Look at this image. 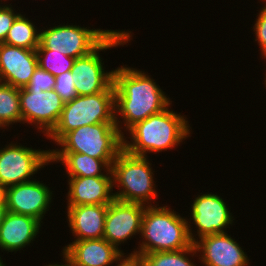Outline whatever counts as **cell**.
<instances>
[{
  "mask_svg": "<svg viewBox=\"0 0 266 266\" xmlns=\"http://www.w3.org/2000/svg\"><path fill=\"white\" fill-rule=\"evenodd\" d=\"M192 207V220L197 227L198 238L210 234L226 233L227 226L233 223L232 214L218 194L198 195Z\"/></svg>",
  "mask_w": 266,
  "mask_h": 266,
  "instance_id": "cell-14",
  "label": "cell"
},
{
  "mask_svg": "<svg viewBox=\"0 0 266 266\" xmlns=\"http://www.w3.org/2000/svg\"><path fill=\"white\" fill-rule=\"evenodd\" d=\"M258 15L253 31L256 35L255 41L258 40L257 42L261 47V55L266 58V5L261 8Z\"/></svg>",
  "mask_w": 266,
  "mask_h": 266,
  "instance_id": "cell-27",
  "label": "cell"
},
{
  "mask_svg": "<svg viewBox=\"0 0 266 266\" xmlns=\"http://www.w3.org/2000/svg\"><path fill=\"white\" fill-rule=\"evenodd\" d=\"M63 255V259L65 258V264H49L47 266H78L76 265L67 255H65L64 253L62 254Z\"/></svg>",
  "mask_w": 266,
  "mask_h": 266,
  "instance_id": "cell-30",
  "label": "cell"
},
{
  "mask_svg": "<svg viewBox=\"0 0 266 266\" xmlns=\"http://www.w3.org/2000/svg\"><path fill=\"white\" fill-rule=\"evenodd\" d=\"M166 108L131 126V142L123 135V149L136 156H146L149 152H162L178 146L190 135L186 118Z\"/></svg>",
  "mask_w": 266,
  "mask_h": 266,
  "instance_id": "cell-2",
  "label": "cell"
},
{
  "mask_svg": "<svg viewBox=\"0 0 266 266\" xmlns=\"http://www.w3.org/2000/svg\"><path fill=\"white\" fill-rule=\"evenodd\" d=\"M67 207V220L76 238L74 241L103 238L107 205Z\"/></svg>",
  "mask_w": 266,
  "mask_h": 266,
  "instance_id": "cell-19",
  "label": "cell"
},
{
  "mask_svg": "<svg viewBox=\"0 0 266 266\" xmlns=\"http://www.w3.org/2000/svg\"><path fill=\"white\" fill-rule=\"evenodd\" d=\"M38 66L54 77L71 71L75 58L48 49H36Z\"/></svg>",
  "mask_w": 266,
  "mask_h": 266,
  "instance_id": "cell-24",
  "label": "cell"
},
{
  "mask_svg": "<svg viewBox=\"0 0 266 266\" xmlns=\"http://www.w3.org/2000/svg\"><path fill=\"white\" fill-rule=\"evenodd\" d=\"M146 206L114 199L107 205L103 238L118 248L135 234L141 233Z\"/></svg>",
  "mask_w": 266,
  "mask_h": 266,
  "instance_id": "cell-11",
  "label": "cell"
},
{
  "mask_svg": "<svg viewBox=\"0 0 266 266\" xmlns=\"http://www.w3.org/2000/svg\"><path fill=\"white\" fill-rule=\"evenodd\" d=\"M6 213H7V208L6 207H0V227H1V224L4 220Z\"/></svg>",
  "mask_w": 266,
  "mask_h": 266,
  "instance_id": "cell-32",
  "label": "cell"
},
{
  "mask_svg": "<svg viewBox=\"0 0 266 266\" xmlns=\"http://www.w3.org/2000/svg\"><path fill=\"white\" fill-rule=\"evenodd\" d=\"M114 91L115 124L122 135L118 115L124 119L128 130L135 123L162 112L172 104L149 75L132 67L121 66L114 70Z\"/></svg>",
  "mask_w": 266,
  "mask_h": 266,
  "instance_id": "cell-1",
  "label": "cell"
},
{
  "mask_svg": "<svg viewBox=\"0 0 266 266\" xmlns=\"http://www.w3.org/2000/svg\"><path fill=\"white\" fill-rule=\"evenodd\" d=\"M124 258V253L119 258V263L116 266H142L141 257L135 253H129Z\"/></svg>",
  "mask_w": 266,
  "mask_h": 266,
  "instance_id": "cell-29",
  "label": "cell"
},
{
  "mask_svg": "<svg viewBox=\"0 0 266 266\" xmlns=\"http://www.w3.org/2000/svg\"><path fill=\"white\" fill-rule=\"evenodd\" d=\"M50 152H76L101 160H115L123 149V135L115 122L84 125L66 133Z\"/></svg>",
  "mask_w": 266,
  "mask_h": 266,
  "instance_id": "cell-6",
  "label": "cell"
},
{
  "mask_svg": "<svg viewBox=\"0 0 266 266\" xmlns=\"http://www.w3.org/2000/svg\"><path fill=\"white\" fill-rule=\"evenodd\" d=\"M52 191L35 179L6 188L5 206L7 211L34 217L42 223L48 211Z\"/></svg>",
  "mask_w": 266,
  "mask_h": 266,
  "instance_id": "cell-12",
  "label": "cell"
},
{
  "mask_svg": "<svg viewBox=\"0 0 266 266\" xmlns=\"http://www.w3.org/2000/svg\"><path fill=\"white\" fill-rule=\"evenodd\" d=\"M122 252L104 238L73 241L63 248V253L78 266H109L119 261Z\"/></svg>",
  "mask_w": 266,
  "mask_h": 266,
  "instance_id": "cell-17",
  "label": "cell"
},
{
  "mask_svg": "<svg viewBox=\"0 0 266 266\" xmlns=\"http://www.w3.org/2000/svg\"><path fill=\"white\" fill-rule=\"evenodd\" d=\"M0 266H5V264L3 263V260H1V257H0Z\"/></svg>",
  "mask_w": 266,
  "mask_h": 266,
  "instance_id": "cell-33",
  "label": "cell"
},
{
  "mask_svg": "<svg viewBox=\"0 0 266 266\" xmlns=\"http://www.w3.org/2000/svg\"><path fill=\"white\" fill-rule=\"evenodd\" d=\"M76 82L74 74L67 71L55 77V92L64 102L73 100L77 96L74 83Z\"/></svg>",
  "mask_w": 266,
  "mask_h": 266,
  "instance_id": "cell-25",
  "label": "cell"
},
{
  "mask_svg": "<svg viewBox=\"0 0 266 266\" xmlns=\"http://www.w3.org/2000/svg\"><path fill=\"white\" fill-rule=\"evenodd\" d=\"M37 67L35 50L0 43V82L25 88Z\"/></svg>",
  "mask_w": 266,
  "mask_h": 266,
  "instance_id": "cell-15",
  "label": "cell"
},
{
  "mask_svg": "<svg viewBox=\"0 0 266 266\" xmlns=\"http://www.w3.org/2000/svg\"><path fill=\"white\" fill-rule=\"evenodd\" d=\"M19 15L11 6L0 5V43H4L8 30Z\"/></svg>",
  "mask_w": 266,
  "mask_h": 266,
  "instance_id": "cell-28",
  "label": "cell"
},
{
  "mask_svg": "<svg viewBox=\"0 0 266 266\" xmlns=\"http://www.w3.org/2000/svg\"><path fill=\"white\" fill-rule=\"evenodd\" d=\"M147 159L146 156H136L124 149L119 152L111 166L113 186L122 187L113 193L116 200L145 206L150 203L149 206H152L150 199L158 195L154 188L156 184L151 163Z\"/></svg>",
  "mask_w": 266,
  "mask_h": 266,
  "instance_id": "cell-4",
  "label": "cell"
},
{
  "mask_svg": "<svg viewBox=\"0 0 266 266\" xmlns=\"http://www.w3.org/2000/svg\"><path fill=\"white\" fill-rule=\"evenodd\" d=\"M6 188L0 184V207L5 206Z\"/></svg>",
  "mask_w": 266,
  "mask_h": 266,
  "instance_id": "cell-31",
  "label": "cell"
},
{
  "mask_svg": "<svg viewBox=\"0 0 266 266\" xmlns=\"http://www.w3.org/2000/svg\"><path fill=\"white\" fill-rule=\"evenodd\" d=\"M55 87V77L39 66L35 69L30 82L25 87L27 90L49 91Z\"/></svg>",
  "mask_w": 266,
  "mask_h": 266,
  "instance_id": "cell-26",
  "label": "cell"
},
{
  "mask_svg": "<svg viewBox=\"0 0 266 266\" xmlns=\"http://www.w3.org/2000/svg\"><path fill=\"white\" fill-rule=\"evenodd\" d=\"M22 122L19 88L0 82V128Z\"/></svg>",
  "mask_w": 266,
  "mask_h": 266,
  "instance_id": "cell-22",
  "label": "cell"
},
{
  "mask_svg": "<svg viewBox=\"0 0 266 266\" xmlns=\"http://www.w3.org/2000/svg\"><path fill=\"white\" fill-rule=\"evenodd\" d=\"M19 97L22 123L35 124L45 132L44 135H48L58 123L65 102L54 89L42 91L20 88Z\"/></svg>",
  "mask_w": 266,
  "mask_h": 266,
  "instance_id": "cell-10",
  "label": "cell"
},
{
  "mask_svg": "<svg viewBox=\"0 0 266 266\" xmlns=\"http://www.w3.org/2000/svg\"><path fill=\"white\" fill-rule=\"evenodd\" d=\"M143 238L138 250L133 253L139 255L178 251L190 247L197 239L194 238L187 219L176 214L167 206H146L141 226Z\"/></svg>",
  "mask_w": 266,
  "mask_h": 266,
  "instance_id": "cell-3",
  "label": "cell"
},
{
  "mask_svg": "<svg viewBox=\"0 0 266 266\" xmlns=\"http://www.w3.org/2000/svg\"><path fill=\"white\" fill-rule=\"evenodd\" d=\"M114 83L105 91L93 95L76 96L65 102L58 123L46 136L58 142L66 133L84 125L115 122Z\"/></svg>",
  "mask_w": 266,
  "mask_h": 266,
  "instance_id": "cell-5",
  "label": "cell"
},
{
  "mask_svg": "<svg viewBox=\"0 0 266 266\" xmlns=\"http://www.w3.org/2000/svg\"><path fill=\"white\" fill-rule=\"evenodd\" d=\"M197 253L194 243L178 251L153 252L141 256L142 266H196L189 260L187 254Z\"/></svg>",
  "mask_w": 266,
  "mask_h": 266,
  "instance_id": "cell-23",
  "label": "cell"
},
{
  "mask_svg": "<svg viewBox=\"0 0 266 266\" xmlns=\"http://www.w3.org/2000/svg\"><path fill=\"white\" fill-rule=\"evenodd\" d=\"M55 161L66 166L68 177L113 176L111 166L114 160L96 159L76 152H50V162ZM102 170L108 173L105 175Z\"/></svg>",
  "mask_w": 266,
  "mask_h": 266,
  "instance_id": "cell-20",
  "label": "cell"
},
{
  "mask_svg": "<svg viewBox=\"0 0 266 266\" xmlns=\"http://www.w3.org/2000/svg\"><path fill=\"white\" fill-rule=\"evenodd\" d=\"M6 146L0 149V184L5 188L32 181L31 176L50 163L49 150L12 143Z\"/></svg>",
  "mask_w": 266,
  "mask_h": 266,
  "instance_id": "cell-9",
  "label": "cell"
},
{
  "mask_svg": "<svg viewBox=\"0 0 266 266\" xmlns=\"http://www.w3.org/2000/svg\"><path fill=\"white\" fill-rule=\"evenodd\" d=\"M68 185V206L108 205L115 199L113 176L69 177Z\"/></svg>",
  "mask_w": 266,
  "mask_h": 266,
  "instance_id": "cell-16",
  "label": "cell"
},
{
  "mask_svg": "<svg viewBox=\"0 0 266 266\" xmlns=\"http://www.w3.org/2000/svg\"><path fill=\"white\" fill-rule=\"evenodd\" d=\"M24 15H19L8 30L4 43L25 49L36 50L40 45V32Z\"/></svg>",
  "mask_w": 266,
  "mask_h": 266,
  "instance_id": "cell-21",
  "label": "cell"
},
{
  "mask_svg": "<svg viewBox=\"0 0 266 266\" xmlns=\"http://www.w3.org/2000/svg\"><path fill=\"white\" fill-rule=\"evenodd\" d=\"M199 259L205 266H248L249 259L239 244L227 233L205 235L195 241Z\"/></svg>",
  "mask_w": 266,
  "mask_h": 266,
  "instance_id": "cell-13",
  "label": "cell"
},
{
  "mask_svg": "<svg viewBox=\"0 0 266 266\" xmlns=\"http://www.w3.org/2000/svg\"><path fill=\"white\" fill-rule=\"evenodd\" d=\"M41 222L34 217L7 211L0 227V248L15 252L28 246L39 234Z\"/></svg>",
  "mask_w": 266,
  "mask_h": 266,
  "instance_id": "cell-18",
  "label": "cell"
},
{
  "mask_svg": "<svg viewBox=\"0 0 266 266\" xmlns=\"http://www.w3.org/2000/svg\"><path fill=\"white\" fill-rule=\"evenodd\" d=\"M112 31L60 24L40 31L37 49L53 50L76 59L93 51Z\"/></svg>",
  "mask_w": 266,
  "mask_h": 266,
  "instance_id": "cell-8",
  "label": "cell"
},
{
  "mask_svg": "<svg viewBox=\"0 0 266 266\" xmlns=\"http://www.w3.org/2000/svg\"><path fill=\"white\" fill-rule=\"evenodd\" d=\"M130 34L131 31L113 30L93 51L75 59L71 72L78 96L103 92L114 83V70L105 72L99 52L128 43Z\"/></svg>",
  "mask_w": 266,
  "mask_h": 266,
  "instance_id": "cell-7",
  "label": "cell"
}]
</instances>
